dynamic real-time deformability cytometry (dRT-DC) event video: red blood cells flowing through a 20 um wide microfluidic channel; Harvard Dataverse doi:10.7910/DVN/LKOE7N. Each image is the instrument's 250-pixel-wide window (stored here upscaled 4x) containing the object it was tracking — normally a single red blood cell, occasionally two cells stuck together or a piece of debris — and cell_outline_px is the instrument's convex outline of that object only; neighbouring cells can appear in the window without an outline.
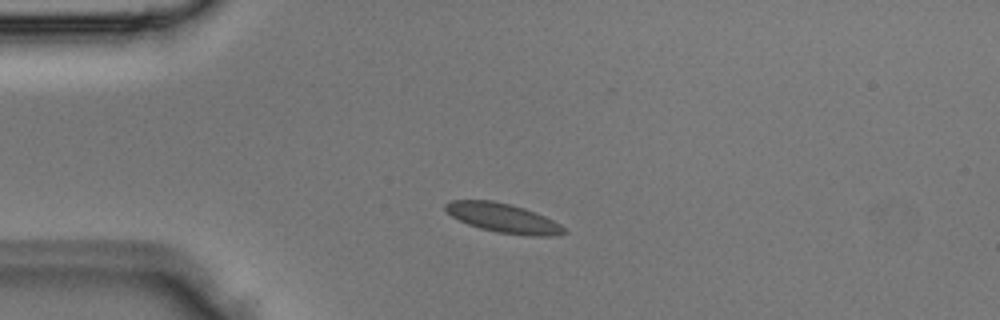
{"species": "Egyptian fruit bat (a non-hibernating species)", "species_latin": "Rousettus aegyptiacus", "temperature_condition": "room temperature", "stored_images_in_passage": 1, "camera_frame_rate_fps": 3000, "um_per_image_px": 0.085, "animal": {"sex": "male"}, "frame": {"image": 1, "passage_image": 1, "time_ms": 0.0, "image_size_px": [1000, 320], "cell_outline_px": [[568, 232], [552, 236], [528, 236], [496, 232], [480, 228], [468, 224], [452, 216], [444, 208], [444, 204], [452, 200], [492, 200], [512, 204], [536, 212], [560, 224]], "centroid_in_image_um": [42.78, 18.53], "position_along_channel_um": 42.2, "area_um2": 20.23}}